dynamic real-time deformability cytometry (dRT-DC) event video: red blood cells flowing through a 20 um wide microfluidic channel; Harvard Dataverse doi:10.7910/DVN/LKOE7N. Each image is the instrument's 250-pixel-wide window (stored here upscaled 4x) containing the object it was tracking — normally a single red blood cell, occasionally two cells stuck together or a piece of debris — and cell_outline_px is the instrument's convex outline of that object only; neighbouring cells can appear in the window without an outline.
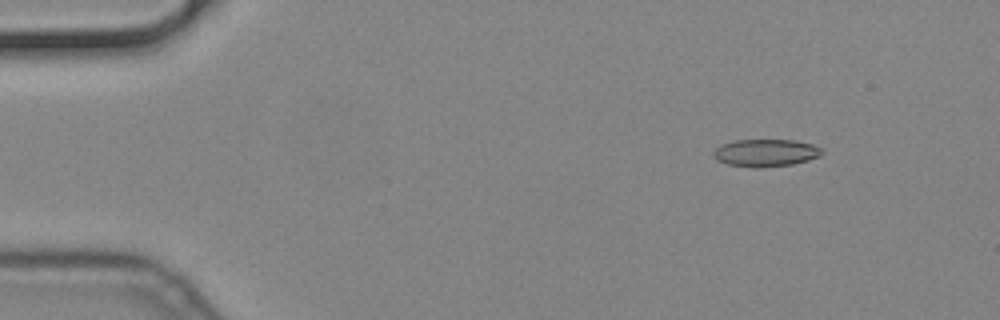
{"species": "common noctule bat (a hibernating species)", "species_latin": "Nyctalus noctula", "temperature_condition": "cold", "stored_images_in_passage": 50, "camera_frame_rate_fps": 3000, "um_per_image_px": 0.085, "animal": {"sex": "male", "body_mass_g": 19.2, "forearm_length_mm": 51.8}, "frame": {"image": 1, "passage_image": 1, "time_ms": 0.0, "image_size_px": [1000, 320], "cell_outline_px": [[824, 152], [820, 156], [808, 160], [792, 164], [728, 164], [716, 160], [712, 152], [720, 144], [736, 140], [792, 140], [812, 144], [824, 148]], "centroid_in_image_um": [65.13, 12.93], "position_along_channel_um": 19.9, "area_um2": 16.47}}
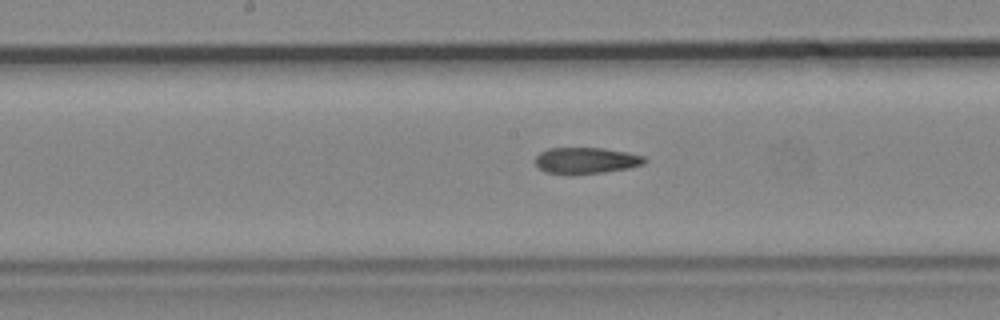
{"frame": {"image": 2, "passage_image": 23, "time_ms": 7.333, "image_size_px": [1000, 320], "cell_outline_px": [[648, 160], [644, 164], [628, 168], [604, 172], [572, 176], [568, 176], [544, 172], [536, 164], [536, 156], [540, 152], [548, 148], [604, 148], [628, 152], [644, 156]], "centroid_in_image_um": [49.81, 13.66], "position_along_channel_um": 198.4, "area_um2": 17.17}}
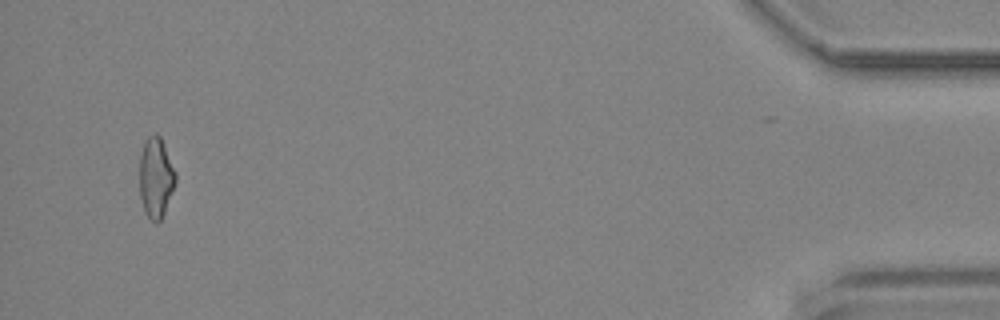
{"frame": {"image": 3, "passage_image": 48, "time_ms": 15.667, "image_size_px": [1000, 320], "cell_outline_px": [[176, 180], [164, 212], [160, 220], [156, 224], [144, 212], [140, 196], [140, 152], [148, 136], [152, 132], [156, 132], [160, 136], [176, 172]], "centroid_in_image_um": [13.23, 15.06], "position_along_channel_um": 422.0, "area_um2": 16.76}}